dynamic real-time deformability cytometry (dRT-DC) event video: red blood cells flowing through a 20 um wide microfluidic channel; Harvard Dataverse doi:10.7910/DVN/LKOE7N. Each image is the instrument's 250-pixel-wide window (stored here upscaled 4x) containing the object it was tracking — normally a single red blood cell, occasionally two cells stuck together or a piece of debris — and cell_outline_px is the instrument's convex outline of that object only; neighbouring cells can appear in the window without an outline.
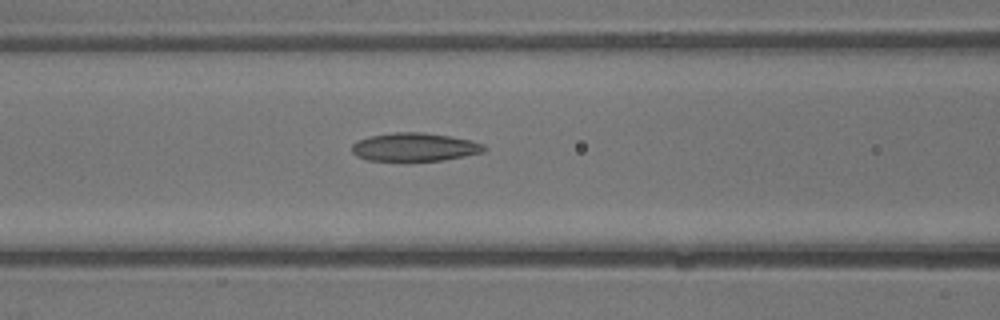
{"species": "common noctule bat (a hibernating species)", "species_latin": "Nyctalus noctula", "temperature_condition": "warm", "stored_images_in_passage": 26, "camera_frame_rate_fps": 3000, "um_per_image_px": 0.085, "animal": {"sex": "male", "body_mass_g": 13.3}, "frame": {"image": 1, "passage_image": 13, "time_ms": 4.0, "image_size_px": [1000, 320], "cell_outline_px": [[488, 148], [484, 152], [444, 160], [368, 160], [356, 156], [352, 152], [352, 144], [356, 140], [372, 136], [392, 132], [424, 132], [472, 140], [484, 144]], "centroid_in_image_um": [35.26, 12.49], "position_along_channel_um": 131.3, "area_um2": 21.79}}
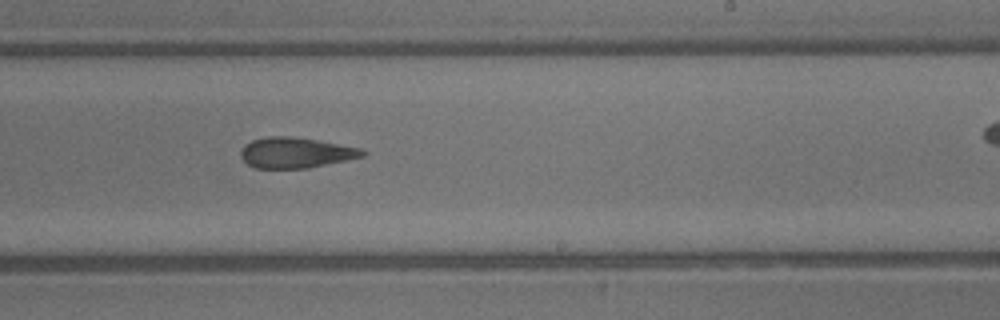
{"frame": {"image": 2, "passage_image": 19, "time_ms": 6.0, "image_size_px": [1000, 320], "cell_outline_px": [[368, 152], [364, 156], [308, 168], [256, 168], [248, 164], [240, 156], [240, 152], [244, 144], [252, 140], [268, 136], [292, 136], [316, 140], [360, 148]], "centroid_in_image_um": [25.11, 12.97], "position_along_channel_um": 263.9, "area_um2": 21.56}}
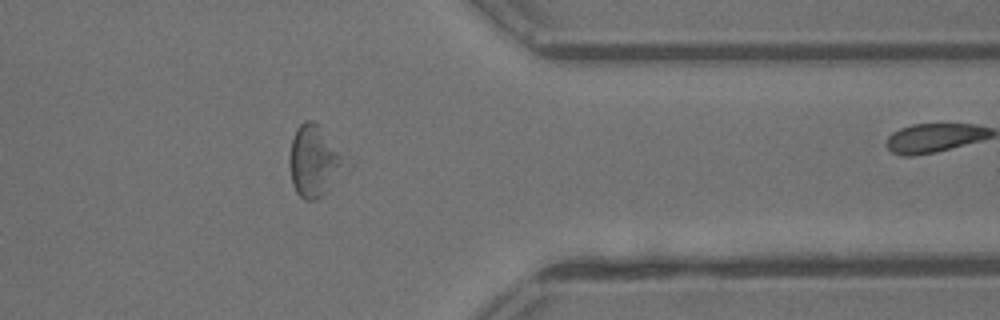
{"frame": {"image": 3, "passage_image": 25, "time_ms": 8.0, "image_size_px": [1000, 320], "cell_outline_px": [[356, 164], [352, 168], [320, 196], [312, 200], [304, 200], [296, 192], [292, 184], [288, 164], [288, 160], [292, 136], [296, 128], [304, 120], [312, 120], [356, 160]], "centroid_in_image_um": [26.86, 13.67], "position_along_channel_um": 384.5, "area_um2": 24.97}}